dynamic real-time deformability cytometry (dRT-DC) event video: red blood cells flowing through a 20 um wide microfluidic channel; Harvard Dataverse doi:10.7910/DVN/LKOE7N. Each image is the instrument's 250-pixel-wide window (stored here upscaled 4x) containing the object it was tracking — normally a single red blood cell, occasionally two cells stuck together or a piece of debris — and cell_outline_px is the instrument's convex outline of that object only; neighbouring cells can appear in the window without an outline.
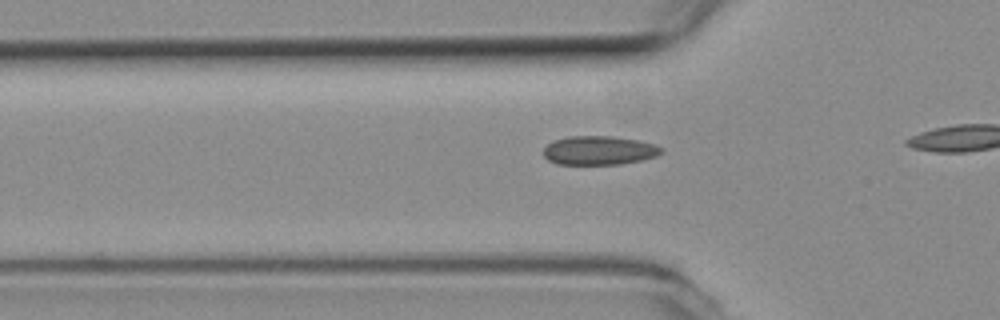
{"species": "common noctule bat (a hibernating species)", "species_latin": "Nyctalus noctula", "temperature_condition": "room temperature", "stored_images_in_passage": 14, "camera_frame_rate_fps": 3000, "um_per_image_px": 0.085, "animal": {"sex": "female", "body_mass_g": 19.3, "forearm_length_mm": 54.1}, "frame": {"image": 1, "passage_image": 8, "time_ms": 2.333, "image_size_px": [1000, 320], "cell_outline_px": [[664, 152], [656, 156], [640, 160], [620, 164], [556, 164], [548, 160], [544, 156], [544, 148], [548, 144], [556, 140], [568, 136], [612, 136], [640, 140], [656, 144], [664, 148]], "centroid_in_image_um": [50.97, 12.78], "position_along_channel_um": 74.8, "area_um2": 19.94}}
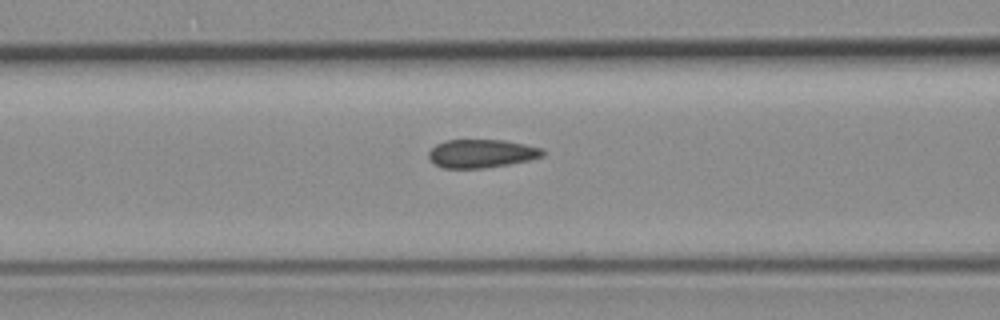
{"frame": {"image": 2, "passage_image": 12, "time_ms": 3.667, "image_size_px": [1000, 320], "cell_outline_px": [[544, 156], [528, 160], [508, 164], [484, 168], [444, 168], [436, 164], [428, 156], [428, 152], [436, 144], [448, 140], [504, 140], [544, 148]], "centroid_in_image_um": [40.95, 13.04], "position_along_channel_um": 125.7, "area_um2": 18.73}}